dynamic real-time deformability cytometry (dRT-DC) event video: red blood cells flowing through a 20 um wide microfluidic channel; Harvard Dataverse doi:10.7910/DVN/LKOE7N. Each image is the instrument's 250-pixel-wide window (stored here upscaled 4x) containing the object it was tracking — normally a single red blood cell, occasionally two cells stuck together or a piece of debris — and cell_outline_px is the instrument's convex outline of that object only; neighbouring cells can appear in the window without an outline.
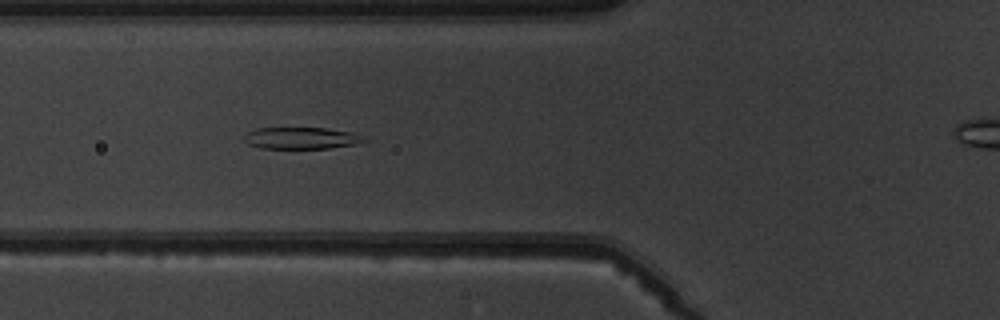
{"species": "common noctule bat (a hibernating species)", "species_latin": "Nyctalus noctula", "temperature_condition": "warm", "stored_images_in_passage": 6, "camera_frame_rate_fps": 3000, "um_per_image_px": 0.085, "animal": {"sex": "male", "body_mass_g": 19.5, "forearm_length_mm": 54.6}, "frame": {"image": 1, "passage_image": 5, "time_ms": 5.333, "image_size_px": [1000, 320], "cell_outline_px": [[364, 140], [356, 144], [328, 148], [260, 148], [248, 144], [244, 140], [244, 136], [248, 132], [256, 128], [324, 128], [348, 132], [360, 136]], "centroid_in_image_um": [25.51, 11.74], "position_along_channel_um": 100.3, "area_um2": 14.8}}